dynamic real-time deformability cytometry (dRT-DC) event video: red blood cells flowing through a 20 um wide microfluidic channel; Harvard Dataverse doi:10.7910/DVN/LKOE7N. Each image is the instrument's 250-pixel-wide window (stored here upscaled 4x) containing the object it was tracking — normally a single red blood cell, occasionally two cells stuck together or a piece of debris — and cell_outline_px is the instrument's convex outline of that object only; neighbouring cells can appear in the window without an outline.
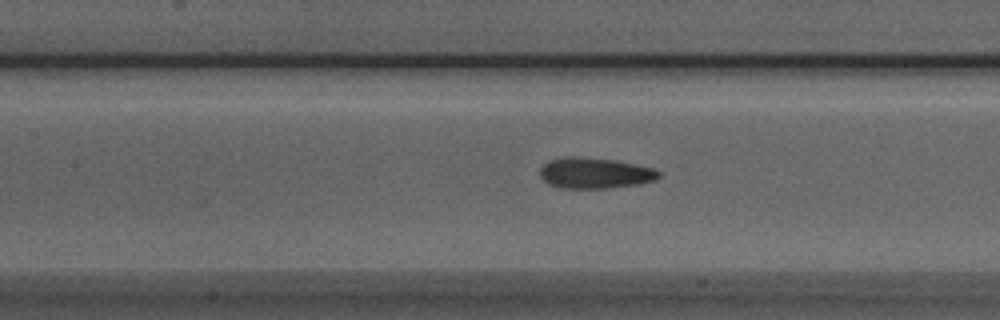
{"species": "Egyptian fruit bat (a non-hibernating species)", "species_latin": "Rousettus aegyptiacus", "temperature_condition": "room temperature", "stored_images_in_passage": 34, "camera_frame_rate_fps": 3000, "um_per_image_px": 0.085, "animal": {"sex": "male"}, "frame": {"image": 1, "passage_image": 12, "time_ms": 3.667, "image_size_px": [1000, 320], "cell_outline_px": [[660, 176], [656, 180], [640, 184], [604, 188], [560, 188], [548, 184], [540, 176], [540, 168], [548, 160], [564, 156], [580, 156], [616, 160], [656, 168], [660, 172]], "centroid_in_image_um": [50.57, 14.7], "position_along_channel_um": 156.8, "area_um2": 21.68}}
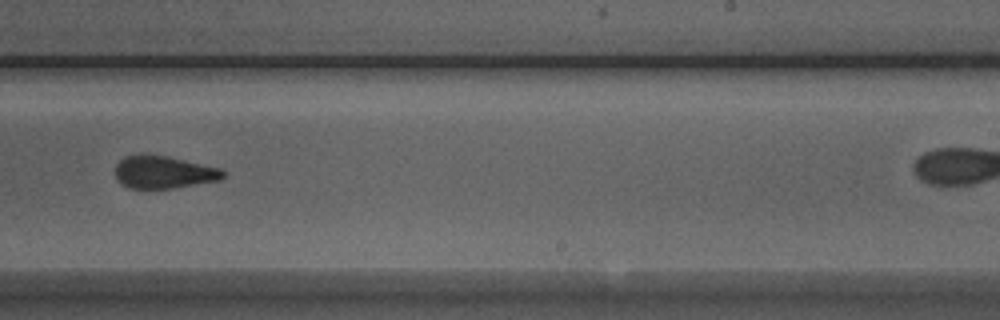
{"frame": {"image": 2, "passage_image": 21, "time_ms": 6.667, "image_size_px": [1000, 320], "cell_outline_px": [[224, 176], [220, 180], [172, 188], [128, 188], [120, 184], [116, 180], [116, 164], [124, 156], [168, 156], [220, 168], [224, 172]], "centroid_in_image_um": [13.9, 14.65], "position_along_channel_um": 275.1, "area_um2": 20.11}}
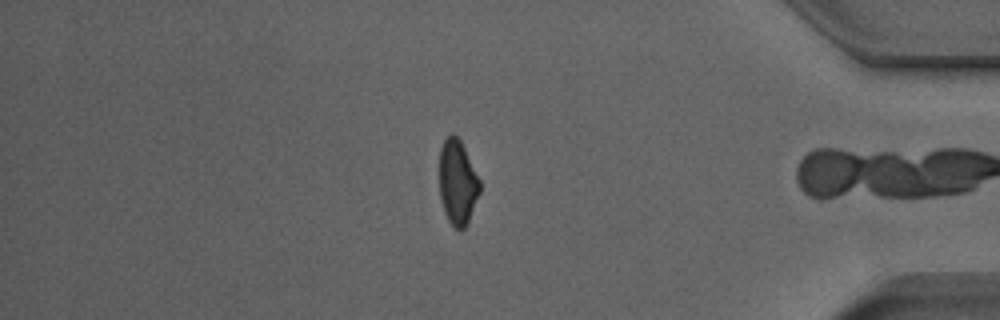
{"frame": {"image": 3, "passage_image": 33, "time_ms": 10.667, "image_size_px": [1000, 320], "cell_outline_px": [[480, 192], [468, 224], [460, 232], [448, 220], [444, 212], [440, 196], [440, 148], [444, 140], [452, 132], [460, 140], [480, 180]], "centroid_in_image_um": [38.9, 15.53], "position_along_channel_um": 396.3, "area_um2": 19.94}}